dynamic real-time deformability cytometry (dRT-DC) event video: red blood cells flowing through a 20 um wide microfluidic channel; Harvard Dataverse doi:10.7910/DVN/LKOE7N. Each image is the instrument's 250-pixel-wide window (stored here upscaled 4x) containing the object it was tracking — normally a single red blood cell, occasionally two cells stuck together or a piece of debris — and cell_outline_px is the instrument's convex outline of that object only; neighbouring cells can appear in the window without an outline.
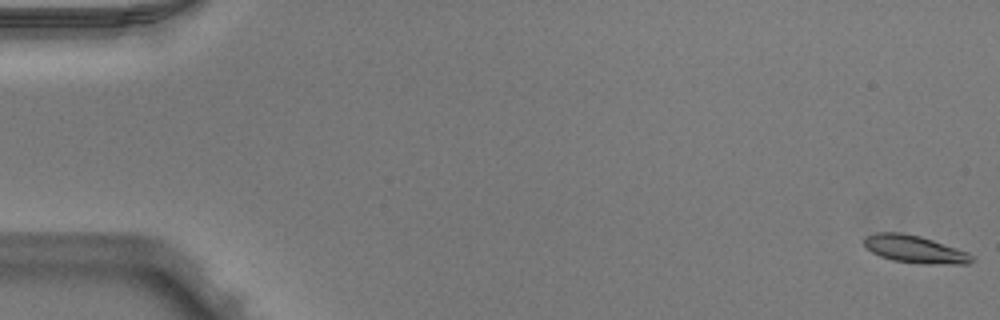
{"species": "Egyptian fruit bat (a non-hibernating species)", "species_latin": "Rousettus aegyptiacus", "temperature_condition": "warm", "stored_images_in_passage": 14, "camera_frame_rate_fps": 3000, "um_per_image_px": 0.085, "animal": {"sex": "male"}, "frame": {"image": 1, "passage_image": 1, "time_ms": 0.0, "image_size_px": [1000, 320], "cell_outline_px": [[976, 260], [968, 264], [920, 264], [892, 260], [880, 256], [872, 252], [864, 244], [864, 240], [868, 236], [876, 232], [900, 232], [920, 236], [968, 252]], "centroid_in_image_um": [77.79, 21.2], "position_along_channel_um": 7.2, "area_um2": 17.22}}
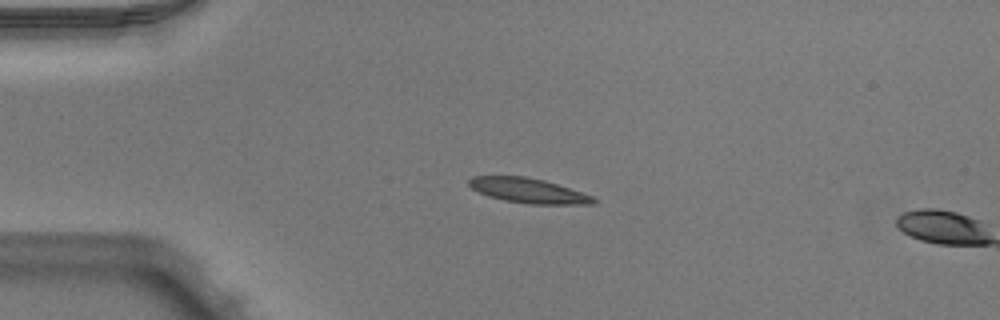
{"frame": {"image": 2, "passage_image": 13, "time_ms": 4.0, "image_size_px": [1000, 320], "cell_outline_px": [[596, 204], [528, 204], [504, 200], [488, 196], [472, 188], [468, 184], [468, 180], [472, 176], [524, 176], [544, 180], [592, 196], [596, 200]], "centroid_in_image_um": [44.88, 16.2], "position_along_channel_um": 40.1, "area_um2": 17.8}}